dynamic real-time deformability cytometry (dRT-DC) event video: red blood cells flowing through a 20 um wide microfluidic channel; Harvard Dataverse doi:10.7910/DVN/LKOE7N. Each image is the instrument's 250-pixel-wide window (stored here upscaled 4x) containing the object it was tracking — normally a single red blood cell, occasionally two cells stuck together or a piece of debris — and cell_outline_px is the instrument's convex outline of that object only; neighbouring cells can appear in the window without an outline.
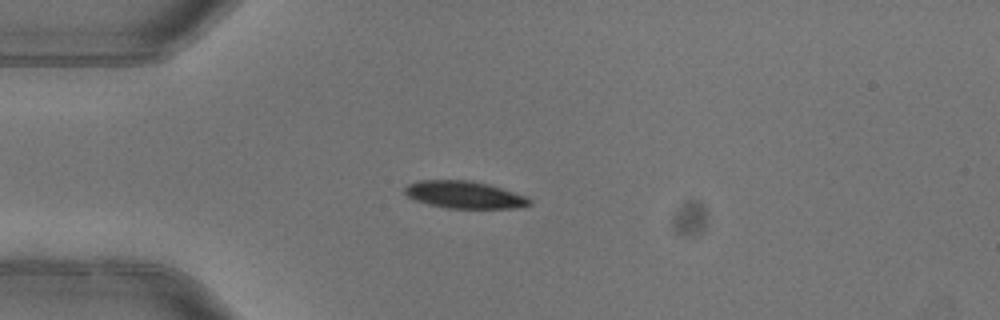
{"species": "common noctule bat (a hibernating species)", "species_latin": "Nyctalus noctula", "temperature_condition": "warm", "stored_images_in_passage": 3, "camera_frame_rate_fps": 3000, "um_per_image_px": 0.085, "animal": {"sex": "female"}, "frame": {"image": 1, "passage_image": 3, "time_ms": 0.667, "image_size_px": [1000, 320], "cell_outline_px": [[532, 204], [520, 208], [448, 208], [428, 204], [416, 200], [408, 196], [404, 192], [404, 188], [408, 184], [416, 180], [464, 180], [488, 184], [528, 196], [532, 200]], "centroid_in_image_um": [39.5, 16.55], "position_along_channel_um": 45.5, "area_um2": 19.88}}